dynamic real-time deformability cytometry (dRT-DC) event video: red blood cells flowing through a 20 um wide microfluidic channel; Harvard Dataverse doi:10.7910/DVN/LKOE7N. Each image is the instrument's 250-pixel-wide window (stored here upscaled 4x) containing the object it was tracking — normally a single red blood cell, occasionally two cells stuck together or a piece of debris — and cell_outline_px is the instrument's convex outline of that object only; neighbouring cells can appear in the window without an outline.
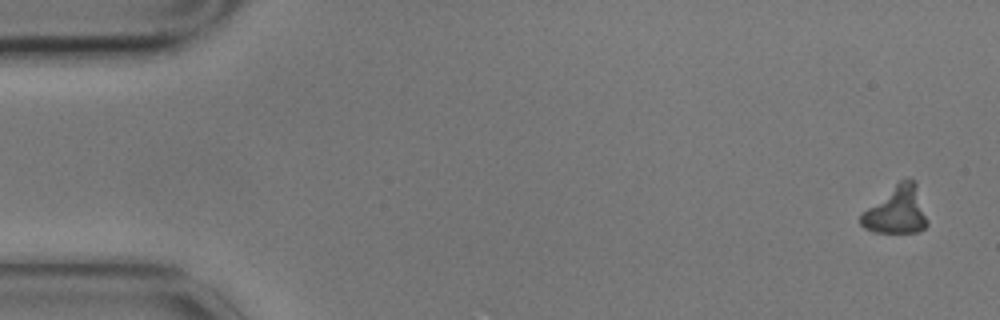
{"species": "common noctule bat (a hibernating species)", "species_latin": "Nyctalus noctula", "temperature_condition": "cold", "stored_images_in_passage": 4, "camera_frame_rate_fps": 3000, "um_per_image_px": 0.085, "animal": {"sex": "male", "body_mass_g": 17.9}, "frame": {"image": 1, "passage_image": 1, "time_ms": 0.0, "image_size_px": [1000, 320], "cell_outline_px": [[928, 224], [924, 228], [916, 232], [872, 232], [864, 228], [860, 224], [860, 216], [868, 208], [900, 180], [908, 176], [916, 180], [928, 220]], "centroid_in_image_um": [76.25, 17.85], "position_along_channel_um": 8.7, "area_um2": 18.38}}
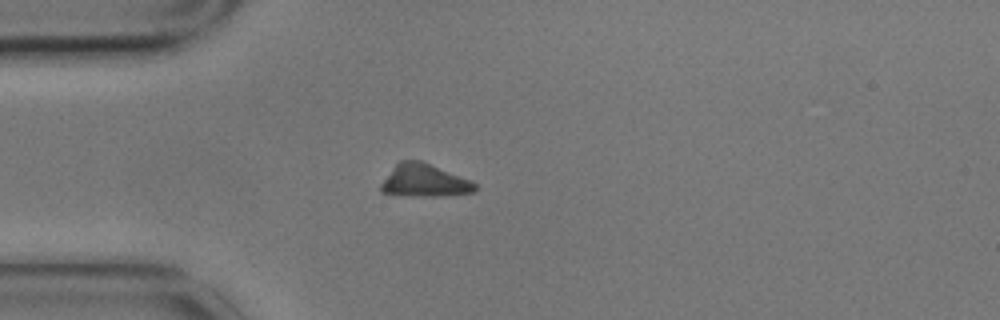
{"frame": {"image": 2, "passage_image": 4, "time_ms": 1.0, "image_size_px": [1000, 320], "cell_outline_px": [[476, 192], [436, 196], [404, 196], [380, 192], [380, 184], [396, 164], [400, 160], [424, 160], [468, 180], [476, 184]], "centroid_in_image_um": [36.03, 15.35], "position_along_channel_um": 49.0, "area_um2": 17.92}}